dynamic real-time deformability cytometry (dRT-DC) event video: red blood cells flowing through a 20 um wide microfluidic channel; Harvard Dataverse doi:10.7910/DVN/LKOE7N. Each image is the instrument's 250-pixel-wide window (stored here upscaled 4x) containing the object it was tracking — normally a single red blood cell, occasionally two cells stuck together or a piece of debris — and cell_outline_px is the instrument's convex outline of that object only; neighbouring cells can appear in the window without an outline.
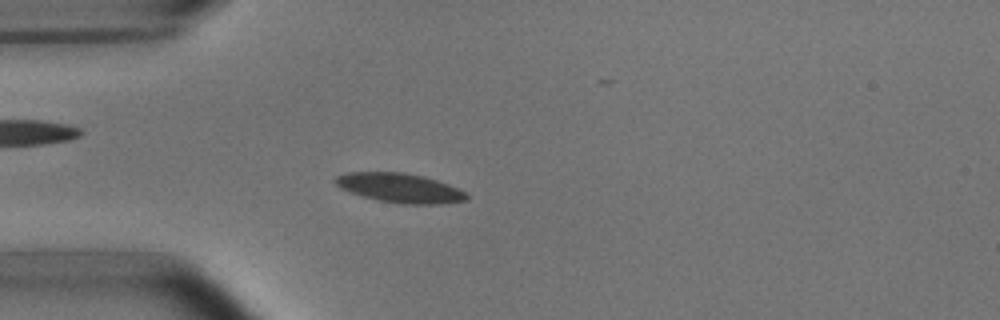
{"species": "common noctule bat (a hibernating species)", "species_latin": "Nyctalus noctula", "temperature_condition": "room temperature", "stored_images_in_passage": 5, "camera_frame_rate_fps": 3000, "um_per_image_px": 0.085, "animal": {"sex": "male", "body_mass_g": 15.6}, "frame": {"image": 1, "passage_image": 4, "time_ms": 3.667, "image_size_px": [1000, 320], "cell_outline_px": [[468, 200], [440, 204], [400, 204], [380, 200], [364, 196], [340, 188], [332, 180], [336, 176], [344, 172], [404, 172], [424, 176], [448, 184], [468, 192]], "centroid_in_image_um": [34.01, 15.97], "position_along_channel_um": 51.0, "area_um2": 22.54}}